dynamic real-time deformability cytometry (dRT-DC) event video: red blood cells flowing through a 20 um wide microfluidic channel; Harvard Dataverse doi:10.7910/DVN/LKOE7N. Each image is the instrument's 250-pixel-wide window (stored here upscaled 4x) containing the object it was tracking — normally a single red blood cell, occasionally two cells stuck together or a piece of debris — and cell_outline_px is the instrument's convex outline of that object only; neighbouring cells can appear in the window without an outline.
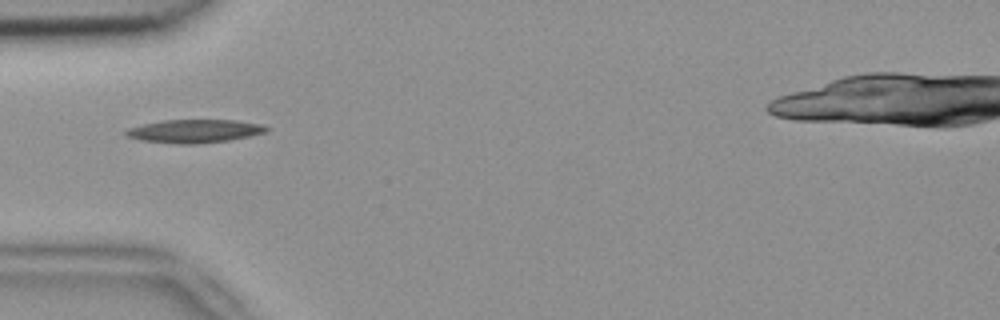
{"species": "common noctule bat (a hibernating species)", "species_latin": "Nyctalus noctula", "temperature_condition": "room temperature", "stored_images_in_passage": 5, "camera_frame_rate_fps": 3000, "um_per_image_px": 0.085, "animal": {"sex": "female", "body_mass_g": 18.4}, "frame": {"image": 1, "passage_image": 2, "time_ms": 0.333, "image_size_px": [1000, 320], "cell_outline_px": [[272, 128], [268, 132], [228, 140], [196, 144], [176, 144], [140, 140], [124, 136], [124, 132], [128, 128], [144, 124], [164, 120], [236, 120], [264, 124]], "centroid_in_image_um": [16.56, 11.14], "position_along_channel_um": 68.4, "area_um2": 19.25}}
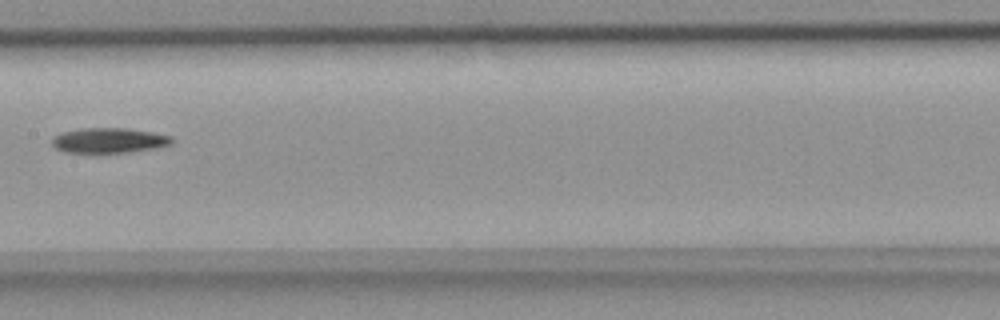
{"frame": {"image": 2, "passage_image": 5, "time_ms": 1.333, "image_size_px": [1000, 320], "cell_outline_px": [[172, 144], [156, 148], [128, 152], [64, 152], [56, 148], [52, 144], [52, 136], [64, 132], [80, 128], [128, 128], [152, 132], [172, 136]], "centroid_in_image_um": [9.27, 11.93], "position_along_channel_um": 198.1, "area_um2": 17.46}}